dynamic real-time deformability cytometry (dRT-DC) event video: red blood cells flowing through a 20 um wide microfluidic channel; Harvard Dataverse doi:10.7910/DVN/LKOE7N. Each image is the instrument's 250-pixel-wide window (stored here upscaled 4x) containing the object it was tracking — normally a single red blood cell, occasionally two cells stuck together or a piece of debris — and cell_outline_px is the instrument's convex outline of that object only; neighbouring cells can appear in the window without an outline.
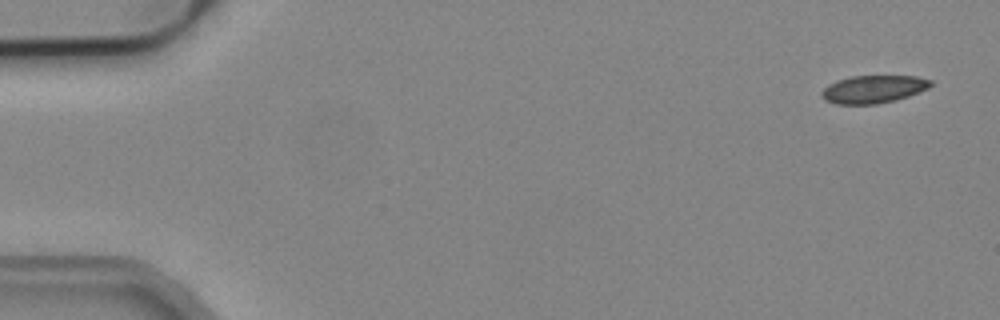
{"species": "common noctule bat (a hibernating species)", "species_latin": "Nyctalus noctula", "temperature_condition": "cold", "stored_images_in_passage": 5, "segment_of_instrument_passage": [2, 2], "camera_frame_rate_fps": 3000, "um_per_image_px": 0.085, "animal": {"sex": "male", "body_mass_g": 19.2, "forearm_length_mm": 51.8}, "frame": {"image": 1, "passage_image": 5, "time_ms": 1.333, "image_size_px": [1000, 320], "cell_outline_px": [[932, 84], [928, 88], [908, 96], [896, 100], [876, 104], [836, 104], [824, 100], [820, 96], [820, 92], [828, 84], [836, 80], [852, 76], [916, 76], [932, 80]], "centroid_in_image_um": [74.2, 7.58], "position_along_channel_um": 10.8, "area_um2": 17.74}}